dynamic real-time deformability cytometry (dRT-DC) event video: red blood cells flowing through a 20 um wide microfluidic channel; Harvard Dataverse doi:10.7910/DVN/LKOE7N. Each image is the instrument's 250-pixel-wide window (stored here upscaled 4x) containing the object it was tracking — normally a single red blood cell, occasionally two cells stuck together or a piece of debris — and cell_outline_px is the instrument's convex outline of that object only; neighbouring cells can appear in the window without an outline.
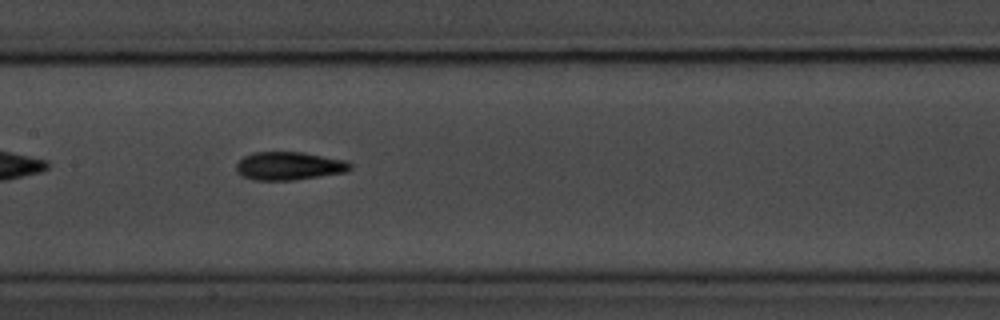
{"species": "common noctule bat (a hibernating species)", "species_latin": "Nyctalus noctula", "temperature_condition": "room temperature", "stored_images_in_passage": 43, "camera_frame_rate_fps": 3000, "um_per_image_px": 0.085, "animal": {"sex": "male", "body_mass_g": 20.1, "forearm_length_mm": 53.5}, "frame": {"image": 1, "passage_image": 13, "time_ms": 4.0, "image_size_px": [1000, 320], "cell_outline_px": [[352, 168], [348, 172], [292, 180], [252, 180], [240, 176], [236, 172], [236, 164], [244, 156], [252, 152], [304, 152], [348, 160], [352, 164]], "centroid_in_image_um": [24.59, 14.1], "position_along_channel_um": 182.8, "area_um2": 19.07}}
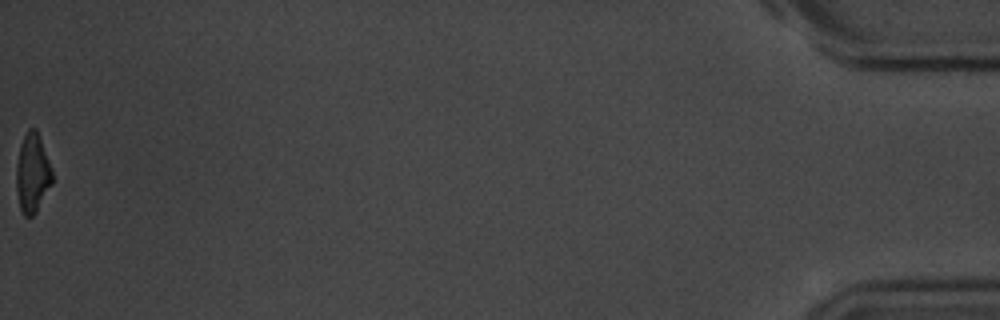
{"frame": {"image": 2, "passage_image": 43, "time_ms": 14.0, "image_size_px": [1000, 320], "cell_outline_px": [[52, 184], [36, 212], [32, 216], [24, 216], [20, 212], [16, 192], [16, 164], [20, 144], [28, 128], [36, 128], [52, 168]], "centroid_in_image_um": [2.74, 14.74], "position_along_channel_um": 432.5, "area_um2": 16.76}, "authors_computed_cell_mechanics": {"area_um2": 17.8024, "velocity_mm_per_s": 3.5111, "shape_relaxation_time_tau1_ms": 3.4383, "shape_relaxation_time_tau2_ms": 3.6658, "deformation_change_tau1": 0.1902, "deformation_change_tau2": 0.1212}}